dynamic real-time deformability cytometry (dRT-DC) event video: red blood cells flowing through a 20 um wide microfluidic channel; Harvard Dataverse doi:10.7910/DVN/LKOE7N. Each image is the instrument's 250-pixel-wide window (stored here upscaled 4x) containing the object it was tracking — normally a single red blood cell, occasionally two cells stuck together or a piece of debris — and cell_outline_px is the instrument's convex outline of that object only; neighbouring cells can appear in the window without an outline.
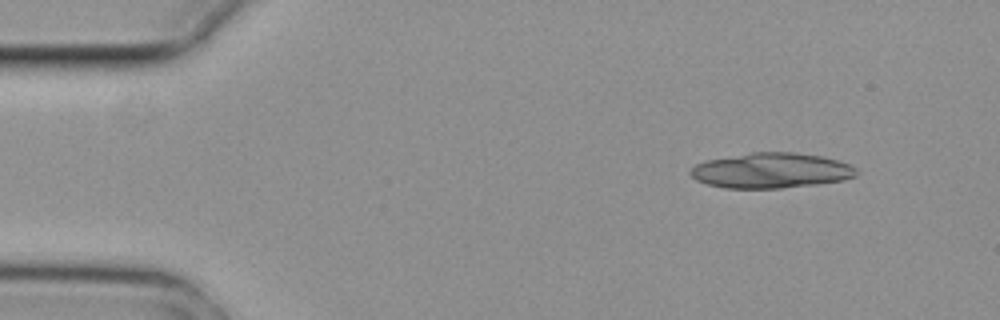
{"species": "common noctule bat (a hibernating species)", "species_latin": "Nyctalus noctula", "temperature_condition": "cold", "stored_images_in_passage": 4, "camera_frame_rate_fps": 3000, "um_per_image_px": 0.085, "animal": {"sex": "female", "body_mass_g": 29.2, "forearm_length_mm": 56.3}, "frame": {"image": 1, "passage_image": 1, "time_ms": 0.0, "image_size_px": [1000, 320], "cell_outline_px": [[856, 176], [844, 180], [816, 184], [780, 188], [724, 188], [708, 184], [696, 180], [688, 172], [696, 164], [704, 160], [752, 152], [792, 152], [820, 156], [852, 164], [856, 168]], "centroid_in_image_um": [65.53, 14.49], "position_along_channel_um": 19.5, "area_um2": 34.1}}